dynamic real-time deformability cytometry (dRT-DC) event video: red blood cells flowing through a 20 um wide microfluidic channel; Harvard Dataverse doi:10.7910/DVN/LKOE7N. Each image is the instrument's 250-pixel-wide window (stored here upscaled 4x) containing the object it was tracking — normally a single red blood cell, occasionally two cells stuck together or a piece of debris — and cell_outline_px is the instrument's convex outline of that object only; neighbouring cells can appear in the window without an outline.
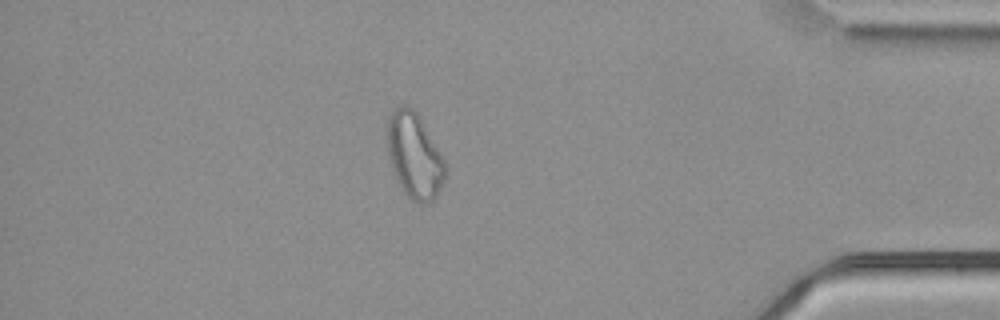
{"species": "common noctule bat (a hibernating species)", "species_latin": "Nyctalus noctula", "temperature_condition": "cold", "stored_images_in_passage": 52, "camera_frame_rate_fps": 3000, "um_per_image_px": 0.085, "animal": {"sex": "male", "body_mass_g": 21.5, "forearm_length_mm": 52.0}, "frame": {"image": 1, "passage_image": 45, "time_ms": 14.667, "image_size_px": [1000, 320], "cell_outline_px": [[444, 180], [436, 196], [432, 200], [420, 204], [412, 200], [400, 188], [392, 168], [388, 156], [384, 132], [388, 120], [392, 112], [400, 104], [408, 104], [420, 116], [440, 152], [444, 160]], "centroid_in_image_um": [35.17, 13.18], "position_along_channel_um": 400.0, "area_um2": 29.07}, "authors_computed_cell_mechanics": {"area_um2": 28.4087, "velocity_mm_per_s": 3.7517, "shape_relaxation_time_tau1_ms": null, "shape_relaxation_time_tau2_ms": 1.7449, "deformation_change_tau1": null, "deformation_change_tau2": 0.1014}}